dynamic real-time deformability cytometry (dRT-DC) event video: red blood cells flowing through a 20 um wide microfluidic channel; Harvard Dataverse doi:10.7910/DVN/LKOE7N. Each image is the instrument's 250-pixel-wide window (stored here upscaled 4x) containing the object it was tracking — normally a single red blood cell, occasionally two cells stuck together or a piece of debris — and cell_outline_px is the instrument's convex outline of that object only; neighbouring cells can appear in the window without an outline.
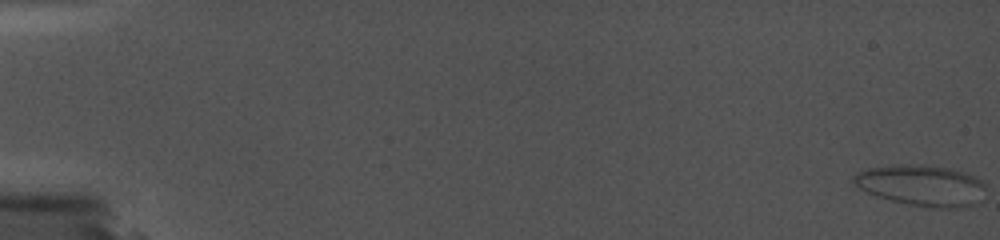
{"species": "common noctule bat (a hibernating species)", "species_latin": "Nyctalus noctula", "temperature_condition": "cold", "stored_images_in_passage": 29, "camera_frame_rate_fps": 5000, "um_per_image_px": 0.085, "animal": {"sex": "female", "body_mass_g": 19.0, "forearm_length_mm": 56.7}, "frame": {"image": 1, "passage_image": 1, "time_ms": 0.0, "image_size_px": [1000, 240], "cell_outline_px": [[984, 200], [976, 204], [956, 208], [928, 208], [908, 204], [876, 196], [860, 188], [852, 180], [852, 176], [868, 168], [900, 164], [948, 168], [964, 172], [976, 176], [984, 184]], "centroid_in_image_um": [78.38, 15.78], "position_along_channel_um": 6.6, "area_um2": 31.39}}
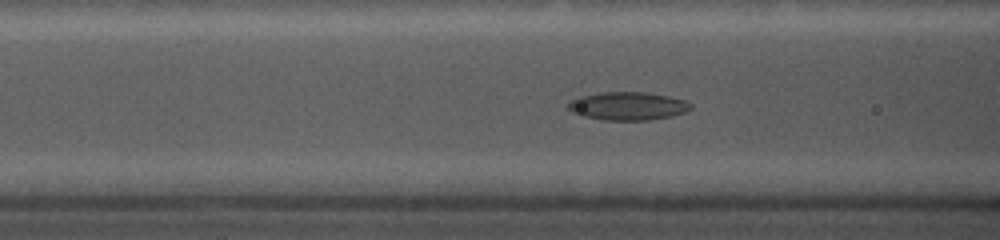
{"frame": {"image": 2, "passage_image": 24, "time_ms": 8.6, "image_size_px": [1000, 240], "cell_outline_px": [[692, 108], [688, 112], [672, 116], [648, 120], [604, 120], [584, 116], [572, 112], [568, 108], [568, 104], [576, 96], [600, 92], [648, 92], [668, 96], [684, 100], [692, 104]], "centroid_in_image_um": [53.38, 9.0], "position_along_channel_um": 113.2, "area_um2": 20.29}}
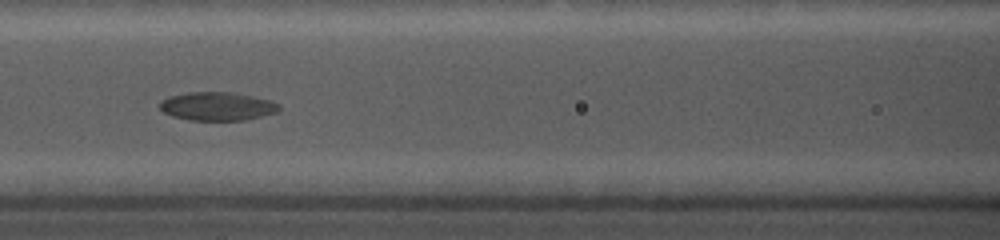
{"frame": {"image": 3, "passage_image": 27, "time_ms": 9.6, "image_size_px": [1000, 240], "cell_outline_px": [[280, 108], [276, 112], [244, 120], [188, 120], [172, 116], [164, 112], [160, 108], [160, 100], [168, 96], [188, 92], [232, 92], [272, 100], [280, 104]], "centroid_in_image_um": [18.45, 9.02], "position_along_channel_um": 148.2, "area_um2": 19.83}}